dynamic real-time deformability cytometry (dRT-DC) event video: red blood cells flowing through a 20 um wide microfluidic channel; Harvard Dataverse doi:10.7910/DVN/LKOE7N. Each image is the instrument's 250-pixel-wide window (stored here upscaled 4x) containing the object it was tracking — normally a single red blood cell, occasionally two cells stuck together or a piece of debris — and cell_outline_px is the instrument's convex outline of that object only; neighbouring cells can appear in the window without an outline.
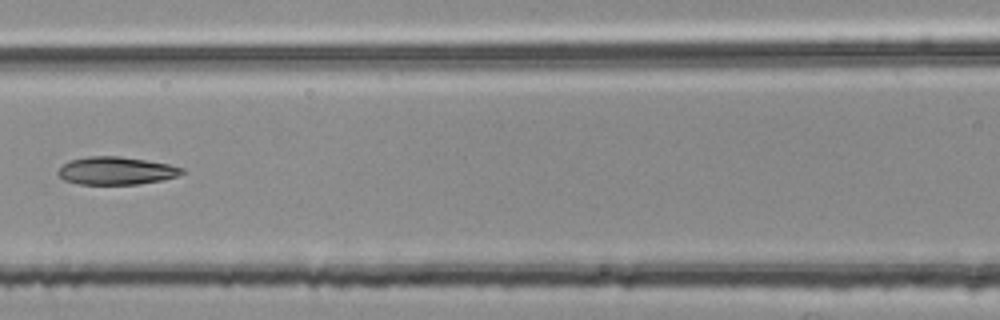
{"species": "common noctule bat (a hibernating species)", "species_latin": "Nyctalus noctula", "temperature_condition": "room temperature", "stored_images_in_passage": 4, "camera_frame_rate_fps": 3000, "um_per_image_px": 0.085, "animal": {"sex": "female", "body_mass_g": 25.1}, "frame": {"image": 1, "passage_image": 4, "time_ms": 1.0, "image_size_px": [1000, 320], "cell_outline_px": [[184, 172], [176, 176], [160, 180], [136, 184], [80, 184], [64, 180], [56, 172], [64, 164], [72, 160], [88, 156], [120, 156], [168, 164], [184, 168]], "centroid_in_image_um": [9.86, 14.51], "position_along_channel_um": 156.7, "area_um2": 19.77}}